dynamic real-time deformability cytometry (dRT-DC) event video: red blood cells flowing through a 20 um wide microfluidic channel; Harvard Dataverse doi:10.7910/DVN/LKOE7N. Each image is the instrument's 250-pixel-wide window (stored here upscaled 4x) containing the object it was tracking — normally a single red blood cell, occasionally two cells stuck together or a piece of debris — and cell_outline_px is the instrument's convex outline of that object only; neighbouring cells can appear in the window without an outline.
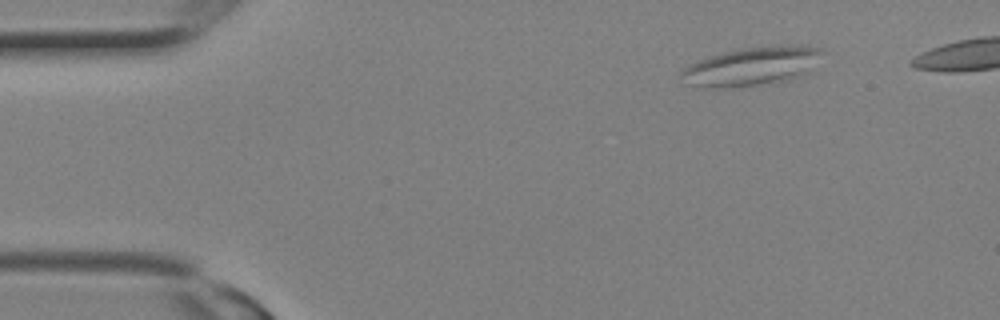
{"species": "Egyptian fruit bat (a non-hibernating species)", "species_latin": "Rousettus aegyptiacus", "temperature_condition": "room temperature", "stored_images_in_passage": 3, "camera_frame_rate_fps": 3000, "um_per_image_px": 0.085, "animal": {"sex": "female"}, "frame": {"image": 1, "passage_image": 1, "time_ms": 0.0, "image_size_px": [1000, 320], "cell_outline_px": [[824, 52], [808, 72], [804, 76], [788, 80], [728, 88], [700, 88], [680, 84], [680, 72], [684, 68], [700, 60], [724, 52], [740, 48], [820, 48]], "centroid_in_image_um": [63.75, 5.72], "position_along_channel_um": 21.2, "area_um2": 30.87}}